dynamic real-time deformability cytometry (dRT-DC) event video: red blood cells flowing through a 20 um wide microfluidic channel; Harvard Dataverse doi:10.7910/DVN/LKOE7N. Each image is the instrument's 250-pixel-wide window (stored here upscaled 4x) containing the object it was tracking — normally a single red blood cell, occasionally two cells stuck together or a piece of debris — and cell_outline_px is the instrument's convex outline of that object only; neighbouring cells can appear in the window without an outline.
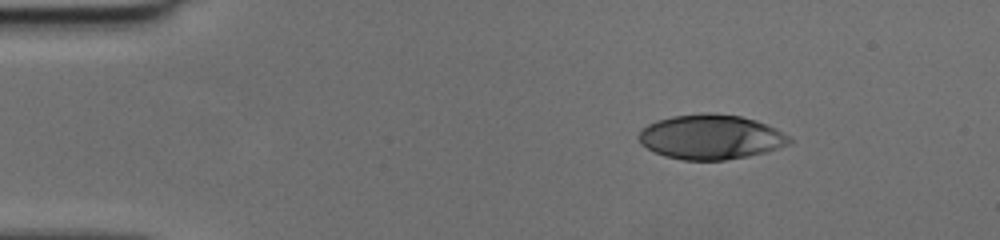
{"species": "human", "species_latin": "Homo sapiens", "temperature_condition": "cold", "stored_images_in_passage": 43, "camera_frame_rate_fps": 3000, "um_per_image_px": 0.085, "donor": {"sex": "female"}, "frame": {"image": 1, "passage_image": 1, "time_ms": 0.0, "image_size_px": [1000, 240], "cell_outline_px": [[792, 140], [788, 144], [764, 152], [724, 160], [684, 160], [664, 156], [648, 148], [640, 140], [640, 132], [648, 124], [656, 120], [672, 116], [708, 112], [740, 116], [756, 120], [788, 136]], "centroid_in_image_um": [60.39, 11.63], "position_along_channel_um": 24.6, "area_um2": 38.49}}
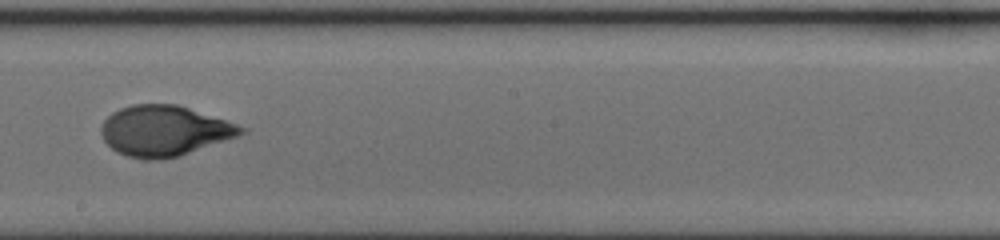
{"frame": {"image": 2, "passage_image": 22, "time_ms": 7.0, "image_size_px": [1000, 240], "cell_outline_px": [[244, 132], [236, 136], [180, 156], [160, 160], [140, 160], [128, 156], [112, 148], [104, 140], [100, 132], [100, 128], [104, 120], [112, 112], [120, 108], [132, 104], [176, 104], [224, 120], [244, 128]], "centroid_in_image_um": [13.89, 11.13], "position_along_channel_um": 234.3, "area_um2": 40.63}}
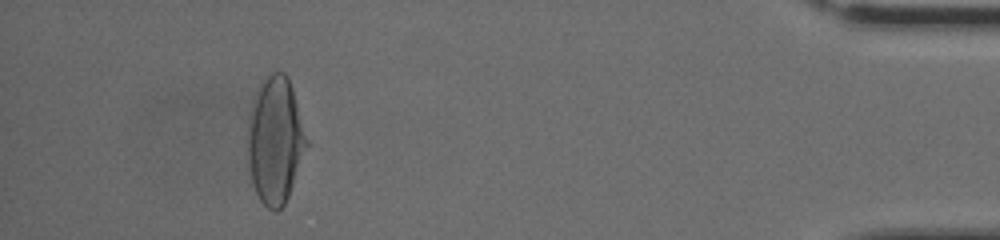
{"frame": {"image": 3, "passage_image": 39, "time_ms": 12.667, "image_size_px": [1000, 240], "cell_outline_px": [[308, 144], [288, 196], [284, 204], [276, 212], [268, 208], [260, 200], [252, 184], [248, 160], [248, 116], [256, 88], [264, 76], [268, 72], [284, 72], [288, 76], [292, 88], [308, 140]], "centroid_in_image_um": [23.37, 11.87], "position_along_channel_um": 411.8, "area_um2": 43.58}}